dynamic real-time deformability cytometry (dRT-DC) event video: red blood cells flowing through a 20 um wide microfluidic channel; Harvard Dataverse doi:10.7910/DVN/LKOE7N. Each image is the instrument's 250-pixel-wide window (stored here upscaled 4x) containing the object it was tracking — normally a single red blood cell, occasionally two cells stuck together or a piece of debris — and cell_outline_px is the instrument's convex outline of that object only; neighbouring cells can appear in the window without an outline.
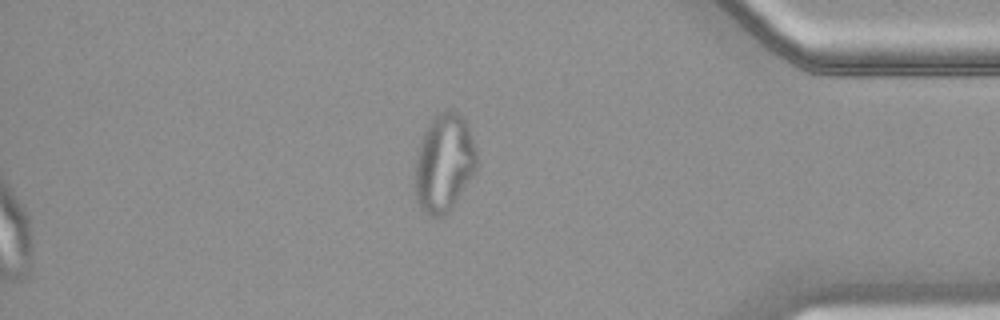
{"species": "common noctule bat (a hibernating species)", "species_latin": "Nyctalus noctula", "temperature_condition": "warm", "stored_images_in_passage": 51, "segment_of_instrument_passage": [2, 2], "camera_frame_rate_fps": 3000, "um_per_image_px": 0.085, "animal": {"sex": "female", "body_mass_g": 18.4}, "frame": {"image": 1, "passage_image": 51, "time_ms": 16.667, "image_size_px": [1000, 320], "cell_outline_px": [[476, 168], [452, 208], [444, 216], [428, 216], [416, 200], [412, 184], [416, 152], [420, 140], [428, 120], [440, 112], [452, 108], [464, 116], [476, 148]], "centroid_in_image_um": [37.69, 13.82], "position_along_channel_um": 397.5, "area_um2": 36.07}}